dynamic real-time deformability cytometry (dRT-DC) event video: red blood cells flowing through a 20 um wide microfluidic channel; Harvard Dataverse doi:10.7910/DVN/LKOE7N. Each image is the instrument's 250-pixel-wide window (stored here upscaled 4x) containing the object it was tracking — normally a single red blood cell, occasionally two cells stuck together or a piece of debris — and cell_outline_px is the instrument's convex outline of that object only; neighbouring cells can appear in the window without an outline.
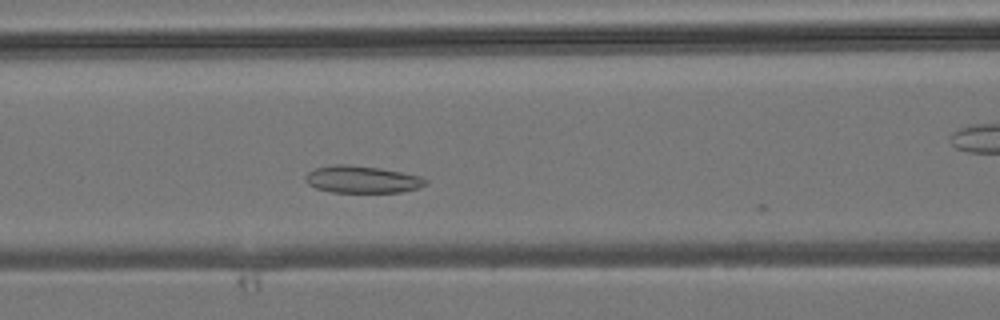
{"species": "common noctule bat (a hibernating species)", "species_latin": "Nyctalus noctula", "temperature_condition": "room temperature", "stored_images_in_passage": 6, "camera_frame_rate_fps": 3000, "um_per_image_px": 0.085, "animal": {"sex": "male", "body_mass_g": 19.2, "forearm_length_mm": 51.8}, "frame": {"image": 1, "passage_image": 4, "time_ms": 1.0, "image_size_px": [1000, 320], "cell_outline_px": [[428, 184], [416, 188], [400, 192], [332, 192], [316, 188], [308, 184], [304, 180], [304, 176], [308, 172], [316, 168], [332, 164], [348, 164], [380, 168], [420, 176], [428, 180]], "centroid_in_image_um": [30.75, 15.24], "position_along_channel_um": 135.9, "area_um2": 19.02}}